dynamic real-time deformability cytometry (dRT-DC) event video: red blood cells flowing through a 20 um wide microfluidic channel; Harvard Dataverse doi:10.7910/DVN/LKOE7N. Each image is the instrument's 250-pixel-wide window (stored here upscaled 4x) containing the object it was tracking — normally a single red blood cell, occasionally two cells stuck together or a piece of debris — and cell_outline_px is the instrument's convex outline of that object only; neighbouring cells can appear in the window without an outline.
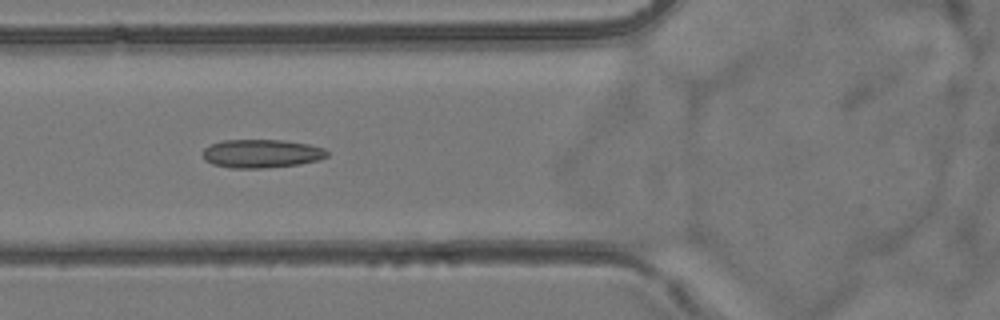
{"species": "common noctule bat (a hibernating species)", "species_latin": "Nyctalus noctula", "temperature_condition": "room temperature", "stored_images_in_passage": 9, "camera_frame_rate_fps": 3000, "um_per_image_px": 0.085, "animal": {"sex": "female", "body_mass_g": 24.6, "forearm_length_mm": 56.2}, "frame": {"image": 1, "passage_image": 7, "time_ms": 6.667, "image_size_px": [1000, 320], "cell_outline_px": [[328, 156], [316, 160], [300, 164], [264, 168], [232, 168], [212, 164], [204, 160], [204, 148], [212, 144], [224, 140], [284, 140], [308, 144], [324, 148], [328, 152]], "centroid_in_image_um": [22.23, 13.05], "position_along_channel_um": 103.6, "area_um2": 20.52}}
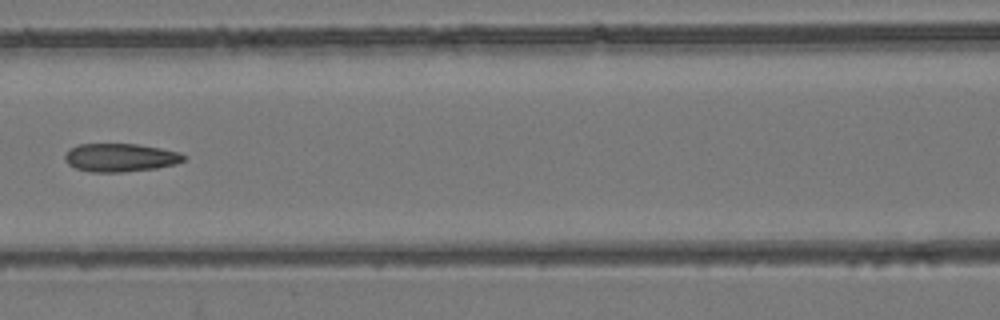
{"frame": {"image": 2, "passage_image": 8, "time_ms": 8.0, "image_size_px": [1000, 320], "cell_outline_px": [[188, 156], [184, 160], [176, 164], [156, 168], [124, 172], [92, 172], [76, 168], [68, 164], [64, 160], [64, 156], [76, 144], [136, 144], [160, 148], [180, 152]], "centroid_in_image_um": [10.25, 13.39], "position_along_channel_um": 156.3, "area_um2": 19.59}}
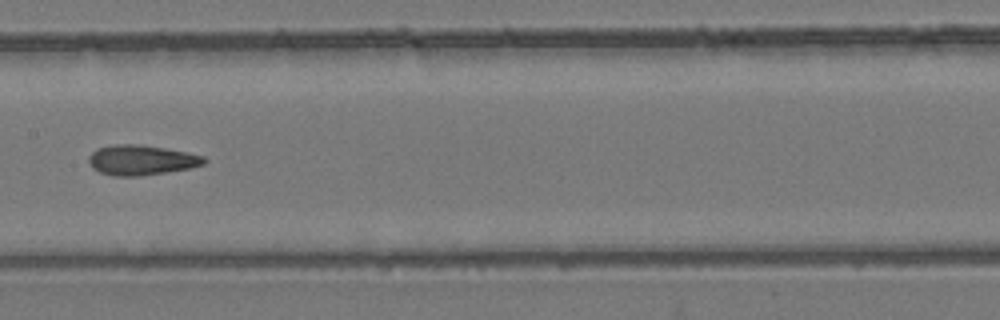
{"frame": {"image": 3, "passage_image": 9, "time_ms": 9.0, "image_size_px": [1000, 320], "cell_outline_px": [[208, 160], [204, 164], [192, 168], [140, 176], [112, 176], [100, 172], [92, 168], [88, 164], [88, 156], [96, 148], [112, 144], [136, 144], [164, 148], [188, 152], [204, 156]], "centroid_in_image_um": [12.0, 13.6], "position_along_channel_um": 195.4, "area_um2": 20.46}}